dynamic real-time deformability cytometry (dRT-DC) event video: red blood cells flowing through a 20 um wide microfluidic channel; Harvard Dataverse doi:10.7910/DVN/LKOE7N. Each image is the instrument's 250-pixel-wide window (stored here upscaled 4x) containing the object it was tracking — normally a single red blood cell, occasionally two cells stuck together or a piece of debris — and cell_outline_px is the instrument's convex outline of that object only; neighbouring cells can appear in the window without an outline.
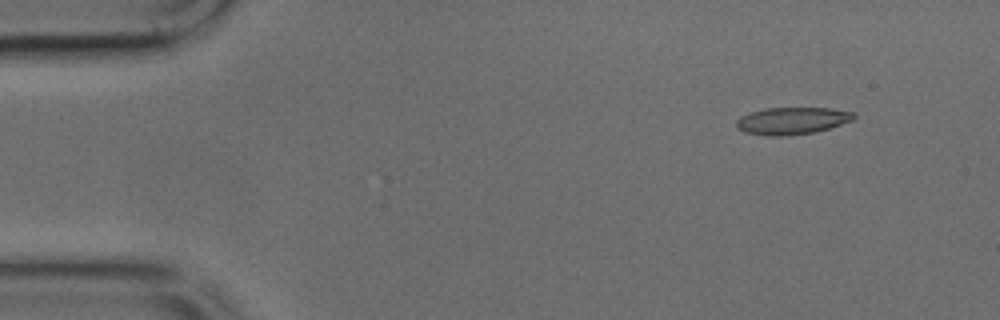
{"species": "common noctule bat (a hibernating species)", "species_latin": "Nyctalus noctula", "temperature_condition": "cold", "stored_images_in_passage": 44, "camera_frame_rate_fps": 3000, "um_per_image_px": 0.085, "animal": {"sex": "male", "body_mass_g": 17.9, "forearm_length_mm": 54.2}, "frame": {"image": 1, "passage_image": 1, "time_ms": 0.0, "image_size_px": [1000, 320], "cell_outline_px": [[856, 116], [852, 120], [828, 128], [812, 132], [784, 136], [768, 136], [744, 132], [736, 128], [736, 120], [740, 116], [752, 112], [768, 108], [832, 108], [852, 112]], "centroid_in_image_um": [67.28, 10.26], "position_along_channel_um": 17.7, "area_um2": 18.38}}
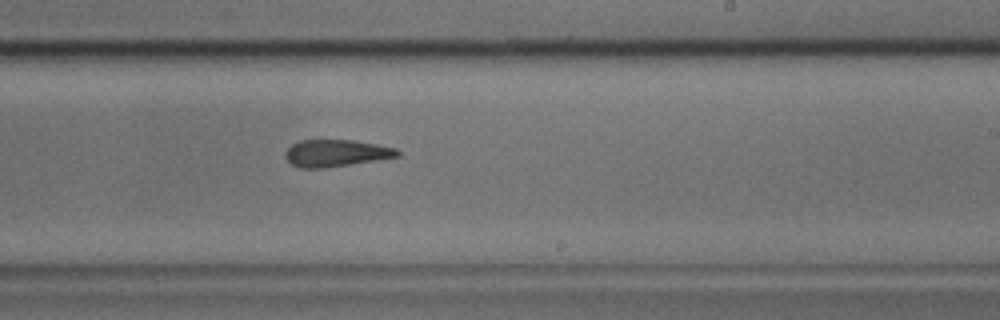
{"frame": {"image": 2, "passage_image": 25, "time_ms": 8.0, "image_size_px": [1000, 320], "cell_outline_px": [[400, 156], [376, 160], [324, 168], [300, 168], [292, 164], [284, 156], [284, 152], [292, 144], [300, 140], [356, 140], [396, 148], [400, 152]], "centroid_in_image_um": [28.55, 13.01], "position_along_channel_um": 260.5, "area_um2": 17.63}}
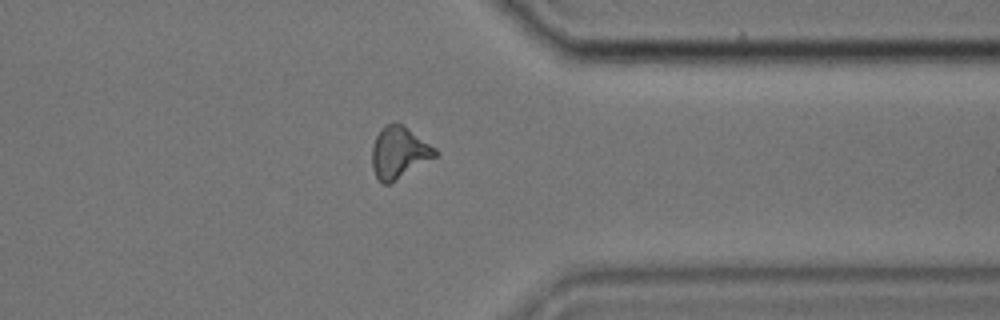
{"frame": {"image": 3, "passage_image": 34, "time_ms": 11.0, "image_size_px": [1000, 320], "cell_outline_px": [[440, 152], [436, 156], [388, 184], [380, 184], [372, 168], [372, 144], [376, 136], [392, 120], [396, 120], [408, 128], [436, 148]], "centroid_in_image_um": [33.9, 12.94], "position_along_channel_um": 377.5, "area_um2": 18.9}}